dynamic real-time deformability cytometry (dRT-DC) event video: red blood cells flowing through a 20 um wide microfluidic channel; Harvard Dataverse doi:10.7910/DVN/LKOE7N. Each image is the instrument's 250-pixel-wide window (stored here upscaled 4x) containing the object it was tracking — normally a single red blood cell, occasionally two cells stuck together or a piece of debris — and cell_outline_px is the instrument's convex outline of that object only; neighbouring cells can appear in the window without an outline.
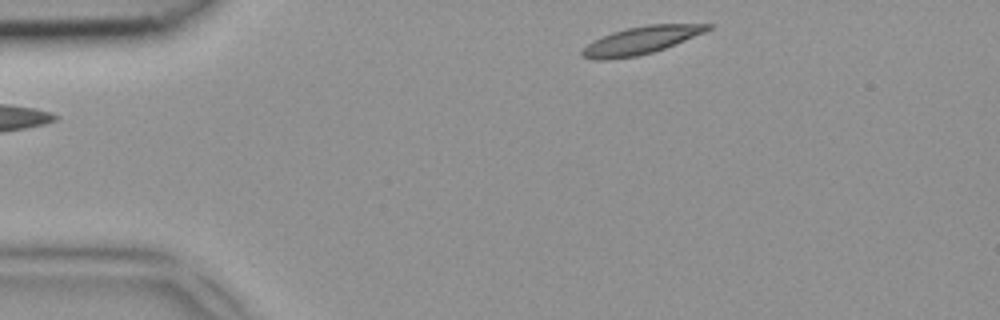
{"species": "common noctule bat (a hibernating species)", "species_latin": "Nyctalus noctula", "temperature_condition": "room temperature", "stored_images_in_passage": 3, "segment_of_instrument_passage": [2, 2], "camera_frame_rate_fps": 3000, "um_per_image_px": 0.085, "animal": {"sex": "female", "body_mass_g": 18.4}, "frame": {"image": 1, "passage_image": 3, "time_ms": 0.667, "image_size_px": [1000, 320], "cell_outline_px": [[716, 24], [712, 28], [704, 32], [664, 48], [652, 52], [636, 56], [604, 60], [592, 60], [580, 56], [580, 52], [592, 40], [612, 32], [628, 28], [648, 24]], "centroid_in_image_um": [54.43, 3.43], "position_along_channel_um": 30.6, "area_um2": 20.06}}